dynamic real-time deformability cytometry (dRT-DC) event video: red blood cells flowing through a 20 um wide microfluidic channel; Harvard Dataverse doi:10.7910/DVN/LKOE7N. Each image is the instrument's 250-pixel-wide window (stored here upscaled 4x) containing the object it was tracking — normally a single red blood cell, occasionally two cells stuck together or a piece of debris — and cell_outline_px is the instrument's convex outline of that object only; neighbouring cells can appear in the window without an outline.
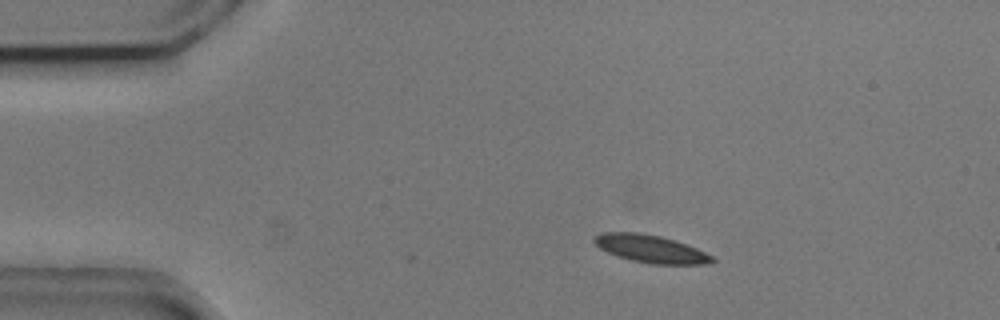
{"species": "common noctule bat (a hibernating species)", "species_latin": "Nyctalus noctula", "temperature_condition": "cold", "stored_images_in_passage": 2, "camera_frame_rate_fps": 3000, "um_per_image_px": 0.085, "animal": {"sex": "male", "body_mass_g": 20.5, "forearm_length_mm": 52.5}, "frame": {"image": 1, "passage_image": 2, "time_ms": 0.333, "image_size_px": [1000, 320], "cell_outline_px": [[716, 260], [708, 264], [652, 264], [632, 260], [608, 252], [600, 248], [592, 240], [600, 232], [640, 232], [660, 236], [696, 248], [712, 256]], "centroid_in_image_um": [55.3, 21.14], "position_along_channel_um": 29.7, "area_um2": 18.73}}